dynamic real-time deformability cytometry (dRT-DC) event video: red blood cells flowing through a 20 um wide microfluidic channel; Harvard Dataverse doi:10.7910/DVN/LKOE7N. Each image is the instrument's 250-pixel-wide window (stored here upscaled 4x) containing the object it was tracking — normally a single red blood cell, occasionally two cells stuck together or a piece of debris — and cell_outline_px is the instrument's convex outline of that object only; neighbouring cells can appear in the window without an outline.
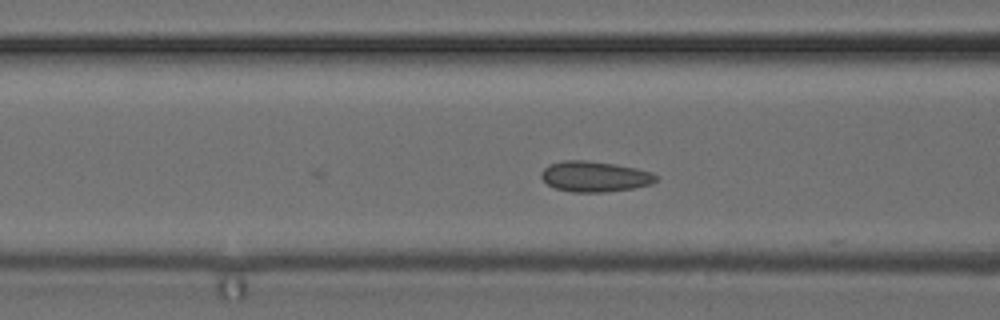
{"species": "common noctule bat (a hibernating species)", "species_latin": "Nyctalus noctula", "temperature_condition": "cold", "stored_images_in_passage": 16, "camera_frame_rate_fps": 3000, "um_per_image_px": 0.085, "animal": {"sex": "female", "body_mass_g": 24.6, "forearm_length_mm": 56.2}, "frame": {"image": 1, "passage_image": 16, "time_ms": 5.0, "image_size_px": [1000, 320], "cell_outline_px": [[660, 176], [652, 184], [632, 188], [604, 192], [572, 192], [556, 188], [548, 184], [540, 176], [540, 172], [548, 164], [564, 160], [584, 160], [616, 164], [636, 168], [652, 172]], "centroid_in_image_um": [50.56, 14.99], "position_along_channel_um": 116.0, "area_um2": 20.52}}